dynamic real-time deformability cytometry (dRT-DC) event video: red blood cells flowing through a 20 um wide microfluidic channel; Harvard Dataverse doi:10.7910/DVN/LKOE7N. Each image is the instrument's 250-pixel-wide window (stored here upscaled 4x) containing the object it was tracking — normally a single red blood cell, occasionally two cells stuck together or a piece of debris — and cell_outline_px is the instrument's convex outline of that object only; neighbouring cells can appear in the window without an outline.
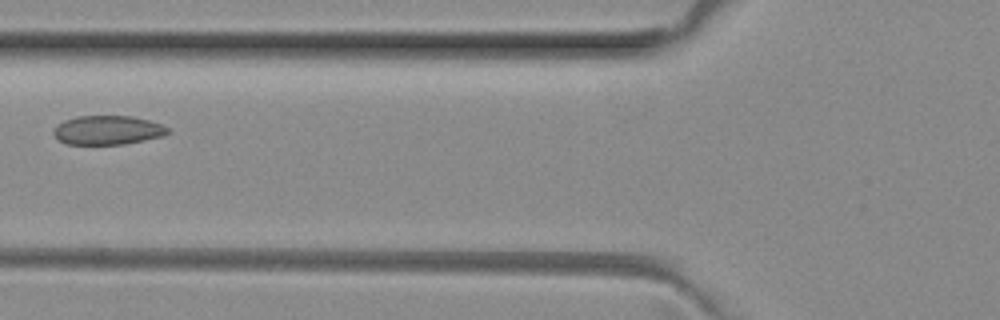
{"species": "common noctule bat (a hibernating species)", "species_latin": "Nyctalus noctula", "temperature_condition": "room temperature", "stored_images_in_passage": 5, "camera_frame_rate_fps": 3000, "um_per_image_px": 0.085, "animal": {"sex": "female", "body_mass_g": 29.2, "forearm_length_mm": 56.3}, "frame": {"image": 1, "passage_image": 5, "time_ms": 1.333, "image_size_px": [1000, 320], "cell_outline_px": [[172, 132], [164, 136], [124, 144], [64, 144], [52, 132], [56, 124], [64, 120], [76, 116], [132, 116], [148, 120], [160, 124], [168, 128]], "centroid_in_image_um": [9.15, 11.06], "position_along_channel_um": 116.7, "area_um2": 19.42}}